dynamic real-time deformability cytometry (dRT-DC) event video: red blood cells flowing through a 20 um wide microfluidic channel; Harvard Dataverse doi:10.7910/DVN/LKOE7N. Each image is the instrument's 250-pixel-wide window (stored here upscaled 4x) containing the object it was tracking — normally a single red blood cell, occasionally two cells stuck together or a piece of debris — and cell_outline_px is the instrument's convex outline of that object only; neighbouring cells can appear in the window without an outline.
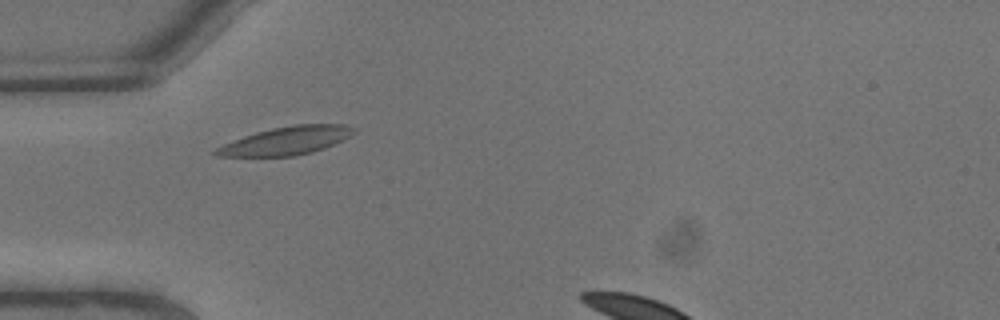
{"species": "common noctule bat (a hibernating species)", "species_latin": "Nyctalus noctula", "temperature_condition": "warm", "stored_images_in_passage": 7, "camera_frame_rate_fps": 3000, "um_per_image_px": 0.085, "animal": {"sex": "male", "body_mass_g": 13.3}, "frame": {"image": 1, "passage_image": 5, "time_ms": 1.333, "image_size_px": [1000, 320], "cell_outline_px": [[356, 132], [344, 140], [324, 148], [312, 152], [292, 156], [216, 156], [212, 152], [216, 148], [224, 144], [244, 136], [256, 132], [272, 128], [296, 124], [344, 124], [356, 128]], "centroid_in_image_um": [24.37, 11.95], "position_along_channel_um": 60.6, "area_um2": 22.54}}